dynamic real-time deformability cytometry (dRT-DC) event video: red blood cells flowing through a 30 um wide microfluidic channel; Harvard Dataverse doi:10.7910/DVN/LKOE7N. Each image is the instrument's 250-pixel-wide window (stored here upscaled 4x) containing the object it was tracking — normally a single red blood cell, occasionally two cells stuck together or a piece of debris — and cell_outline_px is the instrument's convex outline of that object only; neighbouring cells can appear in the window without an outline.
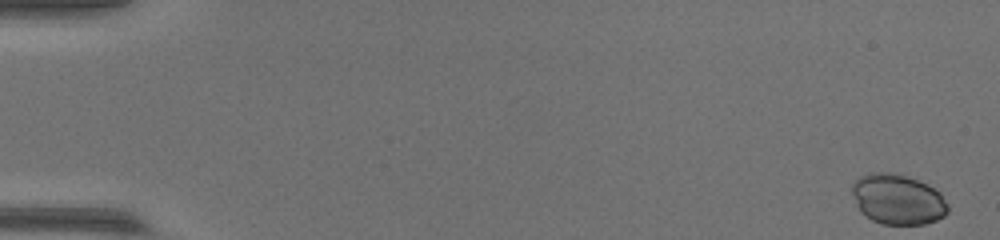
{"species": "common noctule bat (a hibernating species)", "species_latin": "Nyctalus noctula", "temperature_condition": "warm", "stored_images_in_passage": 54, "camera_frame_rate_fps": 3000, "um_per_image_px": 0.085, "animal": {"sex": "female", "body_mass_g": 17.0, "forearm_length_mm": 48.0}, "frame": {"image": 1, "passage_image": 1, "time_ms": 0.0, "image_size_px": [1000, 240], "cell_outline_px": [[948, 212], [944, 216], [936, 220], [924, 224], [880, 224], [872, 220], [860, 212], [856, 204], [852, 192], [852, 184], [860, 176], [868, 172], [892, 172], [916, 180], [940, 192], [948, 204]], "centroid_in_image_um": [76.29, 16.95], "position_along_channel_um": 8.7, "area_um2": 28.03}}
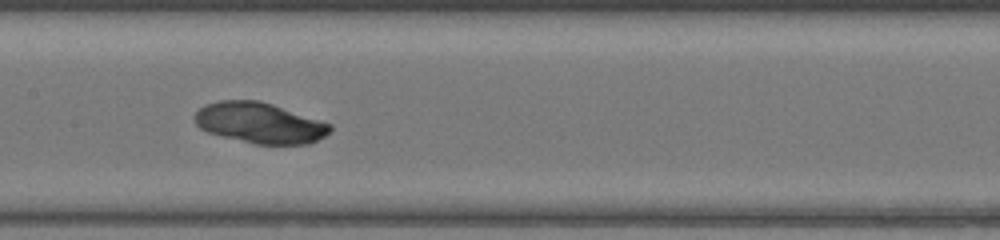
{"frame": {"image": 2, "passage_image": 28, "time_ms": 9.0, "image_size_px": [1000, 240], "cell_outline_px": [[332, 128], [324, 136], [308, 144], [256, 144], [208, 132], [200, 128], [196, 124], [196, 112], [204, 104], [220, 100], [260, 100], [332, 124]], "centroid_in_image_um": [22.08, 10.43], "position_along_channel_um": 185.3, "area_um2": 31.73}}
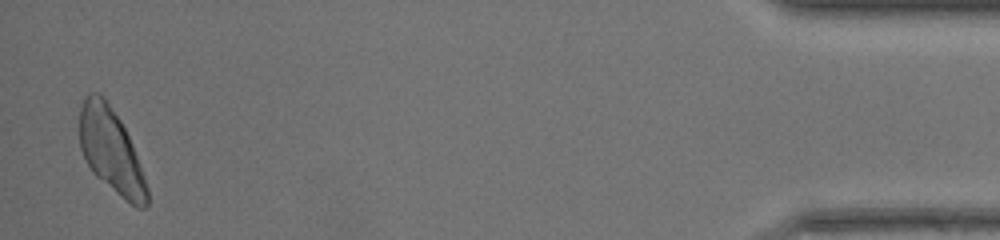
{"frame": {"image": 3, "passage_image": 53, "time_ms": 17.333, "image_size_px": [1000, 240], "cell_outline_px": [[148, 204], [144, 208], [136, 208], [120, 196], [96, 176], [92, 172], [80, 148], [80, 108], [84, 96], [88, 92], [100, 92], [104, 96], [120, 120], [132, 144], [144, 176], [148, 188]], "centroid_in_image_um": [9.43, 12.79], "position_along_channel_um": 425.8, "area_um2": 33.06}}